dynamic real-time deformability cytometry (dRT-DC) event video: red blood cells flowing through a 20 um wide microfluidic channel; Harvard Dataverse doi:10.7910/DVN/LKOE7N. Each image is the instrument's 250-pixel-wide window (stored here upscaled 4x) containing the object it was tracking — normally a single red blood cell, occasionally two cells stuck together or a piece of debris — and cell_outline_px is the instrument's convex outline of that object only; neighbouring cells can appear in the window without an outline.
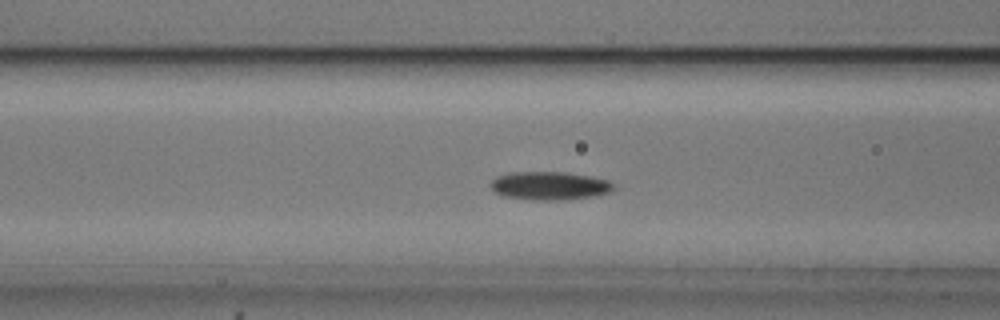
{"species": "common noctule bat (a hibernating species)", "species_latin": "Nyctalus noctula", "temperature_condition": "cold", "stored_images_in_passage": 52, "camera_frame_rate_fps": 3000, "um_per_image_px": 0.085, "animal": {"sex": "male", "body_mass_g": 20.5, "forearm_length_mm": 52.5}, "frame": {"image": 1, "passage_image": 19, "time_ms": 6.0, "image_size_px": [1000, 320], "cell_outline_px": [[616, 188], [608, 192], [592, 196], [560, 200], [536, 200], [504, 196], [496, 192], [488, 184], [496, 176], [508, 172], [564, 172], [588, 176], [608, 180]], "centroid_in_image_um": [46.67, 15.78], "position_along_channel_um": 119.9, "area_um2": 20.11}}
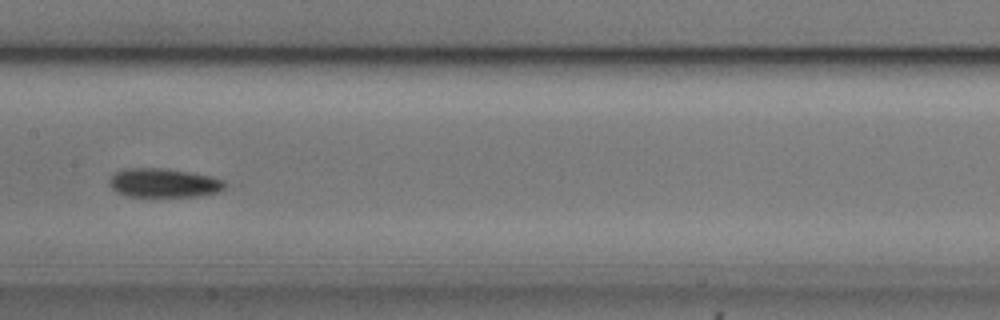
{"frame": {"image": 2, "passage_image": 25, "time_ms": 8.0, "image_size_px": [1000, 320], "cell_outline_px": [[224, 188], [216, 192], [200, 196], [128, 196], [116, 192], [108, 184], [108, 180], [120, 168], [168, 168], [212, 176], [224, 180]], "centroid_in_image_um": [13.88, 15.53], "position_along_channel_um": 193.5, "area_um2": 19.59}}
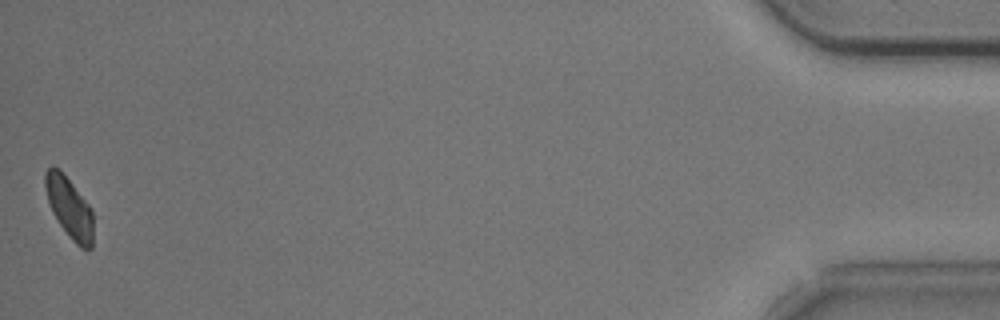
{"frame": {"image": 3, "passage_image": 52, "time_ms": 17.0, "image_size_px": [1000, 320], "cell_outline_px": [[92, 248], [80, 248], [72, 240], [60, 224], [52, 212], [44, 188], [44, 172], [52, 164], [72, 184], [92, 208]], "centroid_in_image_um": [5.87, 17.65], "position_along_channel_um": 429.3, "area_um2": 16.7}, "authors_computed_cell_mechanics": {"area_um2": 18.8428, "velocity_mm_per_s": 3.6553, "shape_relaxation_time_tau1_ms": 2.7754, "shape_relaxation_time_tau2_ms": null, "deformation_change_tau1": 0.056, "deformation_change_tau2": null}}